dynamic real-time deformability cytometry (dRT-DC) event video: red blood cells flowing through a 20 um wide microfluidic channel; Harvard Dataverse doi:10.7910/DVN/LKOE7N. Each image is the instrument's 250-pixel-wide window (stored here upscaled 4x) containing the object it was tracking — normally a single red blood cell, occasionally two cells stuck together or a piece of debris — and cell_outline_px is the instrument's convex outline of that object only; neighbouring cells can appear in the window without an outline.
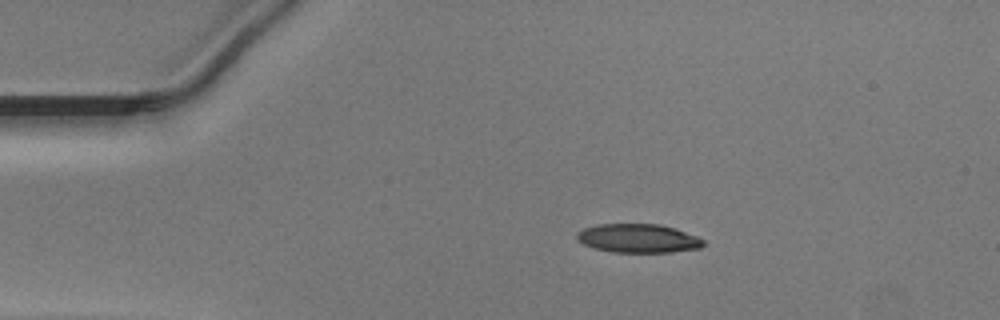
{"species": "Egyptian fruit bat (a non-hibernating species)", "species_latin": "Rousettus aegyptiacus", "temperature_condition": "warm", "stored_images_in_passage": 42, "camera_frame_rate_fps": 3000, "um_per_image_px": 0.085, "animal": {"sex": "male"}, "frame": {"image": 1, "passage_image": 1, "time_ms": 0.0, "image_size_px": [1000, 320], "cell_outline_px": [[704, 244], [700, 248], [668, 252], [612, 252], [596, 248], [584, 244], [576, 240], [576, 232], [584, 228], [596, 224], [660, 224], [676, 228], [696, 236], [704, 240]], "centroid_in_image_um": [54.22, 20.25], "position_along_channel_um": 30.8, "area_um2": 21.21}}
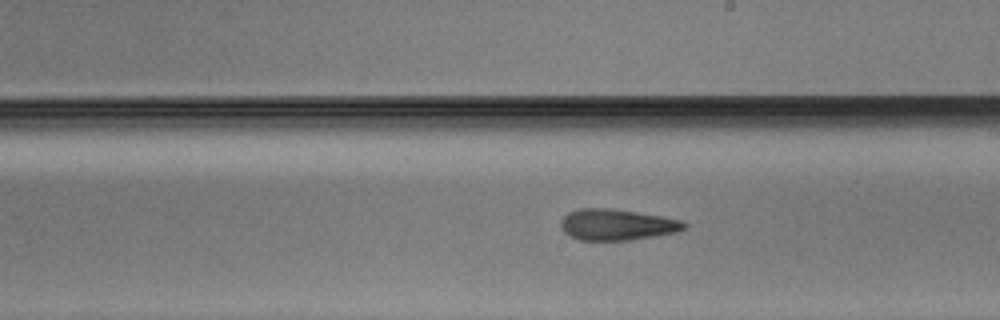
{"frame": {"image": 2, "passage_image": 20, "time_ms": 6.333, "image_size_px": [1000, 320], "cell_outline_px": [[688, 224], [680, 232], [628, 240], [580, 240], [564, 232], [560, 228], [560, 220], [568, 212], [580, 208], [612, 208], [684, 220]], "centroid_in_image_um": [52.45, 19.09], "position_along_channel_um": 236.6, "area_um2": 22.48}}
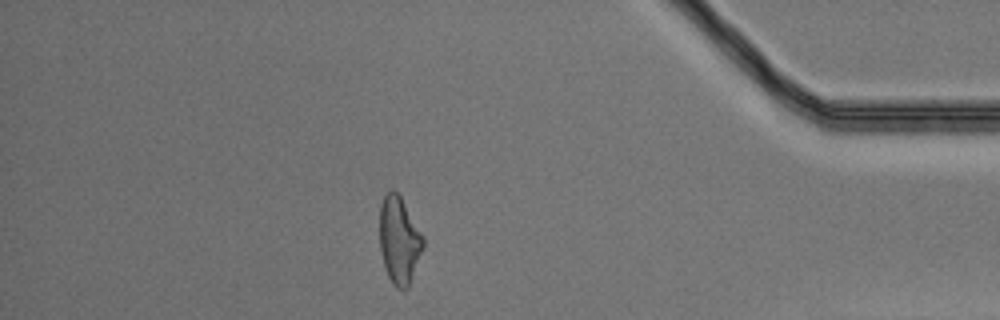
{"frame": {"image": 3, "passage_image": 35, "time_ms": 11.333, "image_size_px": [1000, 320], "cell_outline_px": [[424, 248], [408, 288], [396, 288], [392, 284], [388, 276], [384, 264], [380, 248], [380, 204], [384, 196], [392, 188], [400, 196], [424, 236]], "centroid_in_image_um": [33.94, 20.42], "position_along_channel_um": 401.3, "area_um2": 22.08}}